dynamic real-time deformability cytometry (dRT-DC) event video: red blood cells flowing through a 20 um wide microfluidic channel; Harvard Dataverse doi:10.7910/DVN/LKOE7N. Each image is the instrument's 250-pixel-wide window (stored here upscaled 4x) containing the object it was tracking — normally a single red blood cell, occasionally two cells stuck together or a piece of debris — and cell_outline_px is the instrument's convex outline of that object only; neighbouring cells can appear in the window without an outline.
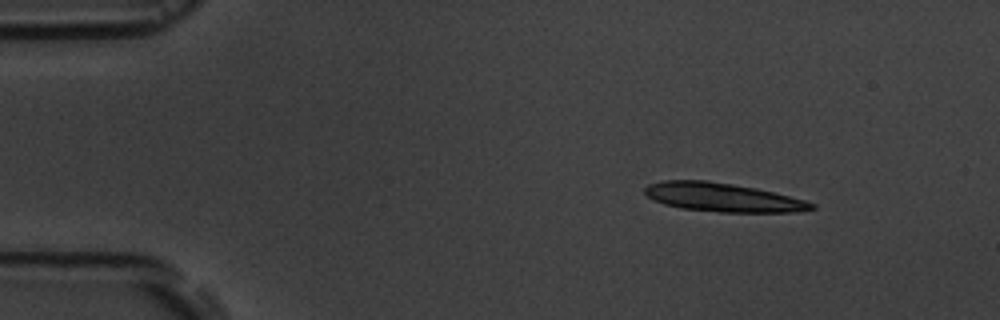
{"species": "common noctule bat (a hibernating species)", "species_latin": "Nyctalus noctula", "temperature_condition": "room temperature", "stored_images_in_passage": 3, "camera_frame_rate_fps": 3000, "um_per_image_px": 0.085, "animal": {"sex": "male", "body_mass_g": 19.5, "forearm_length_mm": 54.6}, "frame": {"image": 1, "passage_image": 1, "time_ms": 0.0, "image_size_px": [1000, 320], "cell_outline_px": [[816, 208], [796, 212], [720, 212], [680, 208], [664, 204], [652, 200], [644, 192], [644, 188], [648, 184], [664, 180], [708, 180], [756, 188], [804, 200], [816, 204]], "centroid_in_image_um": [61.39, 16.77], "position_along_channel_um": 23.6, "area_um2": 27.86}}